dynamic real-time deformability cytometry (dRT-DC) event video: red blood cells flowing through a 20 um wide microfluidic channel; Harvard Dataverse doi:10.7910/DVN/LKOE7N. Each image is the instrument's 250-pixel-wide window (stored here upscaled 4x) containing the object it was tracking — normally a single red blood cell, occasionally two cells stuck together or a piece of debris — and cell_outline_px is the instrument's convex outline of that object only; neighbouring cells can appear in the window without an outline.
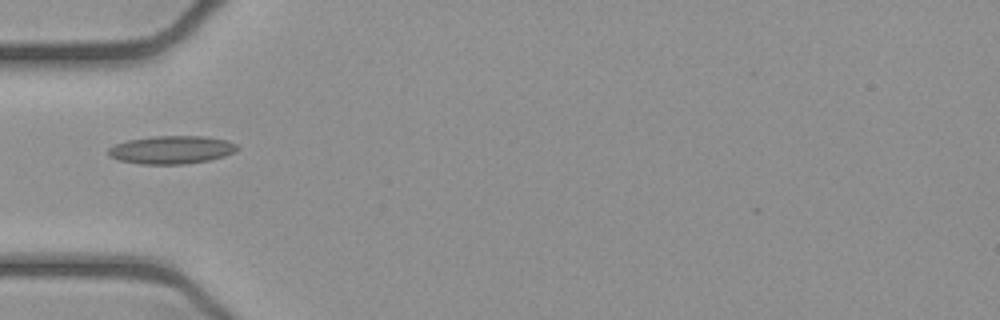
{"species": "common noctule bat (a hibernating species)", "species_latin": "Nyctalus noctula", "temperature_condition": "cold", "stored_images_in_passage": 32, "camera_frame_rate_fps": 3000, "um_per_image_px": 0.085, "animal": {"sex": "female", "body_mass_g": 21.9}, "frame": {"image": 1, "passage_image": 1, "time_ms": 0.0, "image_size_px": [1000, 320], "cell_outline_px": [[240, 148], [236, 152], [224, 156], [208, 160], [184, 164], [140, 164], [120, 160], [108, 156], [108, 148], [116, 144], [128, 140], [156, 136], [204, 136], [228, 140], [236, 144]], "centroid_in_image_um": [14.61, 12.73], "position_along_channel_um": 70.4, "area_um2": 21.1}}
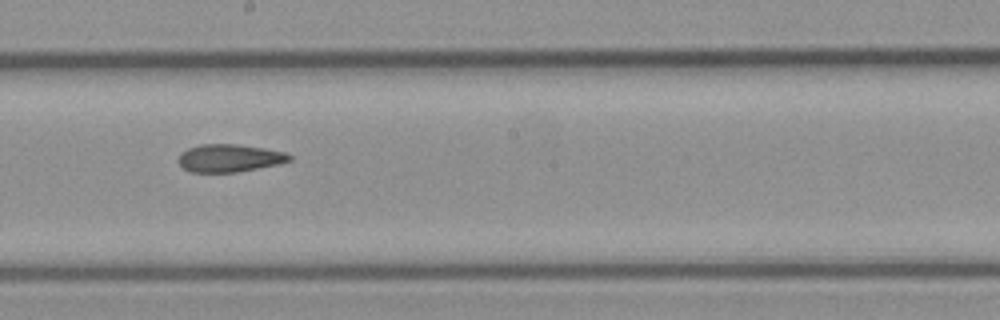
{"frame": {"image": 2, "passage_image": 13, "time_ms": 4.0, "image_size_px": [1000, 320], "cell_outline_px": [[292, 160], [280, 164], [236, 172], [192, 172], [184, 168], [180, 164], [180, 152], [188, 148], [200, 144], [236, 144], [264, 148], [288, 152], [292, 156]], "centroid_in_image_um": [19.56, 13.43], "position_along_channel_um": 228.6, "area_um2": 17.98}}
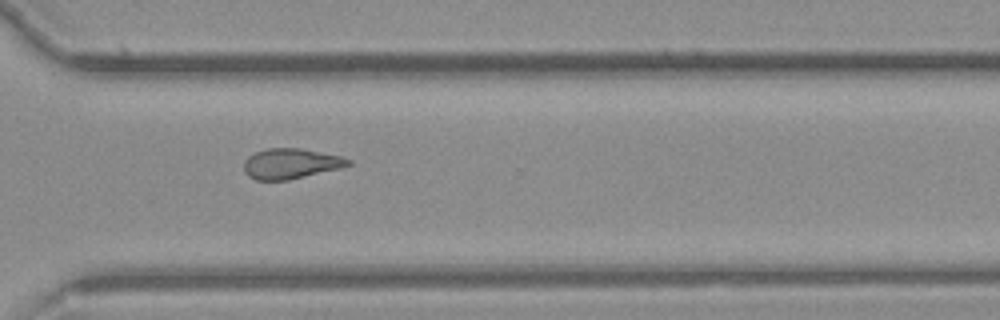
{"frame": {"image": 3, "passage_image": 22, "time_ms": 7.0, "image_size_px": [1000, 320], "cell_outline_px": [[352, 164], [340, 168], [288, 180], [256, 180], [248, 176], [244, 172], [244, 160], [248, 156], [256, 152], [268, 148], [300, 148], [340, 156], [352, 160]], "centroid_in_image_um": [24.7, 13.91], "position_along_channel_um": 345.9, "area_um2": 18.38}, "authors_computed_cell_mechanics": {"area_um2": 18.4671, "velocity_mm_per_s": 3.9242, "shape_relaxation_time_tau1_ms": null, "shape_relaxation_time_tau2_ms": 4.9436, "deformation_change_tau1": null, "deformation_change_tau2": 0.1392}}